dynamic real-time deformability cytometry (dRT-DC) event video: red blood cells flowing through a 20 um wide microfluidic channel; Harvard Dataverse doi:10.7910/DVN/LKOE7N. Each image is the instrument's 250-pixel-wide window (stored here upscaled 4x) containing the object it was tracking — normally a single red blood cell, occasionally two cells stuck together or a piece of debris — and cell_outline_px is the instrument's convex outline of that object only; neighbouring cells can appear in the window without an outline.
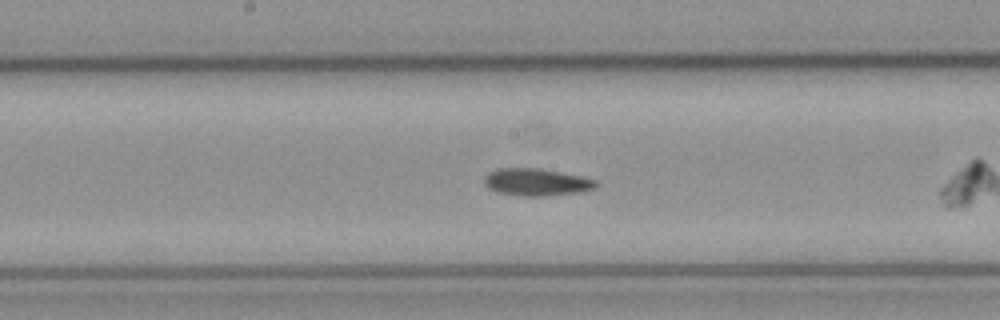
{"species": "common noctule bat (a hibernating species)", "species_latin": "Nyctalus noctula", "temperature_condition": "cold", "stored_images_in_passage": 38, "camera_frame_rate_fps": 3000, "um_per_image_px": 0.085, "animal": {"sex": "female", "body_mass_g": 21.9}, "frame": {"image": 1, "passage_image": 22, "time_ms": 7.0, "image_size_px": [1000, 320], "cell_outline_px": [[596, 188], [584, 192], [544, 196], [524, 196], [496, 192], [488, 188], [484, 184], [484, 176], [488, 172], [496, 168], [540, 168], [584, 176], [596, 180]], "centroid_in_image_um": [45.6, 15.47], "position_along_channel_um": 202.6, "area_um2": 18.09}, "authors_computed_cell_mechanics": {"area_um2": 16.9932, "velocity_mm_per_s": 3.8545, "shape_relaxation_time_tau1_ms": null, "shape_relaxation_time_tau2_ms": 4.2464, "deformation_change_tau1": null, "deformation_change_tau2": 0.0942}}